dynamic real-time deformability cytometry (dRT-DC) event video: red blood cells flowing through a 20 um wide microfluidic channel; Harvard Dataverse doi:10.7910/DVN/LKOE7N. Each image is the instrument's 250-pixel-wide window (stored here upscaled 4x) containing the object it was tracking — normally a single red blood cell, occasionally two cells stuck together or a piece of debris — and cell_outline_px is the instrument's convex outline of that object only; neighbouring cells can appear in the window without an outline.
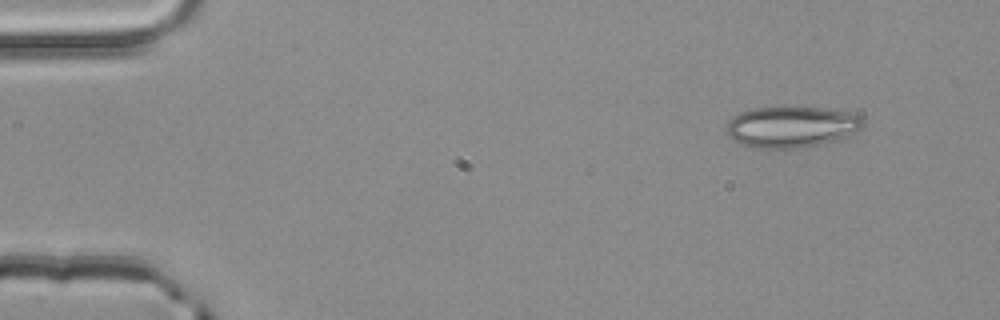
{"species": "common noctule bat (a hibernating species)", "species_latin": "Nyctalus noctula", "temperature_condition": "room temperature", "stored_images_in_passage": 2, "camera_frame_rate_fps": 3000, "um_per_image_px": 0.085, "animal": {"sex": "male", "body_mass_g": 20.4}, "frame": {"image": 1, "passage_image": 1, "time_ms": 0.0, "image_size_px": [1000, 320], "cell_outline_px": [[864, 128], [844, 140], [800, 148], [752, 148], [732, 140], [724, 132], [724, 128], [728, 120], [732, 116], [740, 112], [756, 108], [780, 104], [824, 108], [852, 112], [864, 116]], "centroid_in_image_um": [67.32, 10.75], "position_along_channel_um": 17.7, "area_um2": 34.62}}